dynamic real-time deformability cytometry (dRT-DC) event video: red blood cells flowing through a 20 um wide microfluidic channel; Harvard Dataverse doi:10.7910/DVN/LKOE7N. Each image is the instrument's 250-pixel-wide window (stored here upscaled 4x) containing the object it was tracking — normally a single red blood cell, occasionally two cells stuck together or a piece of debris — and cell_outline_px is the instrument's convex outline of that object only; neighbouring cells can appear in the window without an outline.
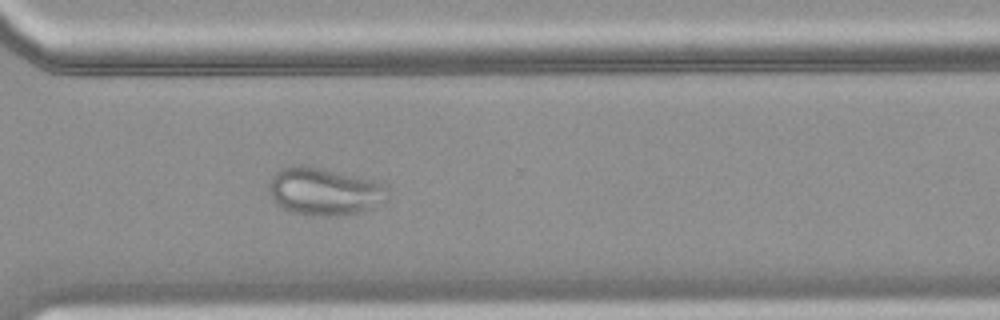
{"species": "common noctule bat (a hibernating species)", "species_latin": "Nyctalus noctula", "temperature_condition": "warm", "stored_images_in_passage": 38, "camera_frame_rate_fps": 3000, "um_per_image_px": 0.085, "animal": {"sex": "female", "body_mass_g": 18.4}, "frame": {"image": 1, "passage_image": 26, "time_ms": 8.333, "image_size_px": [1000, 320], "cell_outline_px": [[388, 196], [368, 208], [344, 216], [308, 216], [292, 212], [276, 204], [272, 200], [268, 192], [268, 184], [272, 176], [280, 168], [292, 164], [300, 164], [324, 168], [372, 180], [384, 184], [388, 188]], "centroid_in_image_um": [27.47, 16.26], "position_along_channel_um": 343.1, "area_um2": 33.12}}
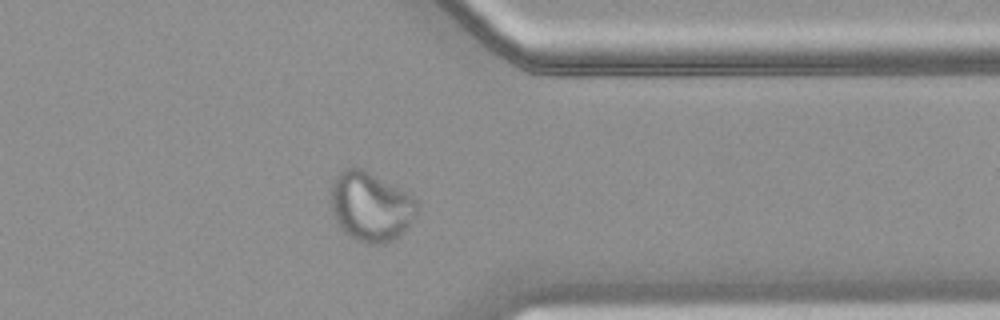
{"frame": {"image": 2, "passage_image": 29, "time_ms": 9.333, "image_size_px": [1000, 320], "cell_outline_px": [[420, 212], [392, 240], [380, 244], [372, 244], [356, 240], [344, 232], [336, 220], [332, 212], [332, 184], [336, 176], [344, 168], [360, 168], [408, 192], [420, 200]], "centroid_in_image_um": [31.55, 17.55], "position_along_channel_um": 379.8, "area_um2": 34.56}}
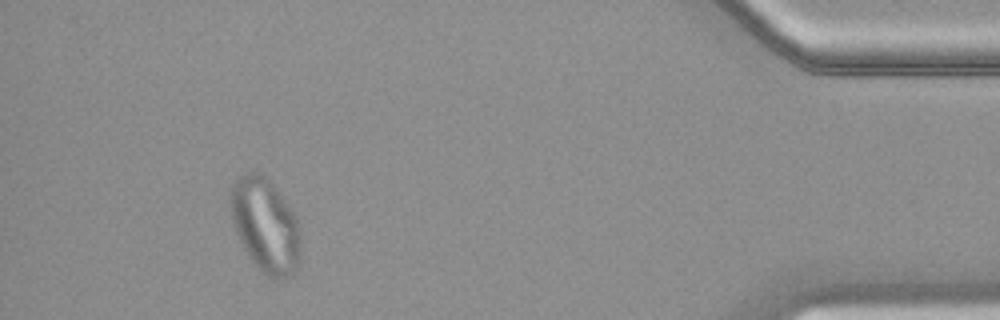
{"frame": {"image": 3, "passage_image": 35, "time_ms": 11.333, "image_size_px": [1000, 320], "cell_outline_px": [[300, 260], [296, 268], [288, 276], [280, 280], [276, 280], [268, 276], [248, 256], [232, 224], [232, 184], [244, 172], [260, 172], [272, 184], [296, 216], [300, 244]], "centroid_in_image_um": [22.56, 19.16], "position_along_channel_um": 412.6, "area_um2": 37.69}}